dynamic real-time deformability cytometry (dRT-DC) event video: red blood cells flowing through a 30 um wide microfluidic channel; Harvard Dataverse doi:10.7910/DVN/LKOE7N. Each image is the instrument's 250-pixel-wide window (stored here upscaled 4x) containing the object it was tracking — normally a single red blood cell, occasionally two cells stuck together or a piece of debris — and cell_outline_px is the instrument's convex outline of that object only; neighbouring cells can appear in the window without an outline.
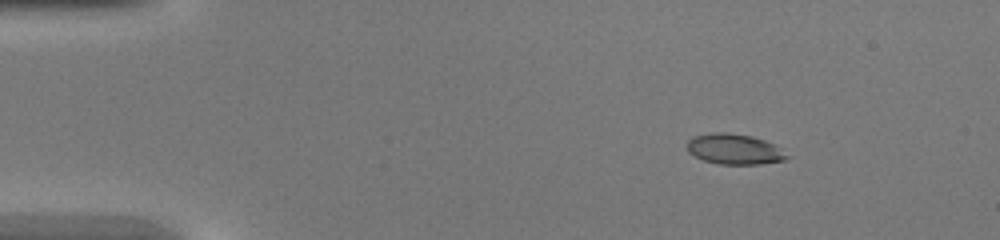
{"species": "common noctule bat (a hibernating species)", "species_latin": "Nyctalus noctula", "temperature_condition": "warm", "stored_images_in_passage": 39, "camera_frame_rate_fps": 3000, "um_per_image_px": 0.085, "animal": {"sex": "female", "body_mass_g": 20.0, "forearm_length_mm": 54.0}, "frame": {"image": 1, "passage_image": 1, "time_ms": 0.0, "image_size_px": [1000, 240], "cell_outline_px": [[792, 156], [784, 160], [760, 164], [720, 164], [704, 160], [688, 152], [688, 140], [692, 136], [712, 132], [728, 132], [752, 136], [764, 140], [772, 144]], "centroid_in_image_um": [62.42, 12.67], "position_along_channel_um": 22.6, "area_um2": 17.69}}
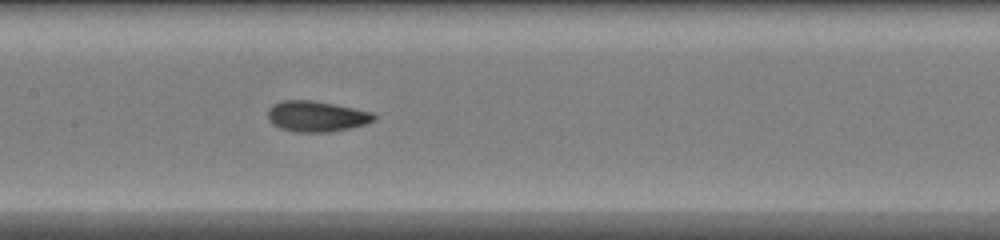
{"frame": {"image": 2, "passage_image": 17, "time_ms": 5.333, "image_size_px": [1000, 240], "cell_outline_px": [[376, 120], [364, 124], [348, 128], [328, 132], [292, 132], [280, 128], [272, 124], [268, 120], [268, 108], [272, 104], [280, 100], [312, 100], [372, 112], [376, 116]], "centroid_in_image_um": [26.84, 9.89], "position_along_channel_um": 180.6, "area_um2": 19.02}}
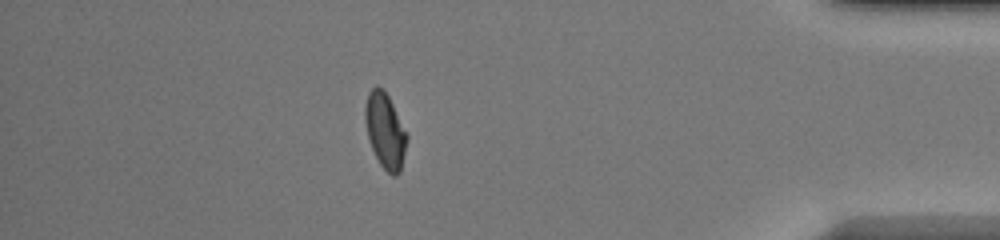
{"frame": {"image": 3, "passage_image": 34, "time_ms": 11.0, "image_size_px": [1000, 240], "cell_outline_px": [[408, 140], [400, 172], [396, 176], [392, 176], [380, 164], [372, 148], [368, 136], [364, 120], [364, 104], [368, 92], [376, 84], [388, 96], [408, 136]], "centroid_in_image_um": [32.73, 11.11], "position_along_channel_um": 402.5, "area_um2": 18.21}}